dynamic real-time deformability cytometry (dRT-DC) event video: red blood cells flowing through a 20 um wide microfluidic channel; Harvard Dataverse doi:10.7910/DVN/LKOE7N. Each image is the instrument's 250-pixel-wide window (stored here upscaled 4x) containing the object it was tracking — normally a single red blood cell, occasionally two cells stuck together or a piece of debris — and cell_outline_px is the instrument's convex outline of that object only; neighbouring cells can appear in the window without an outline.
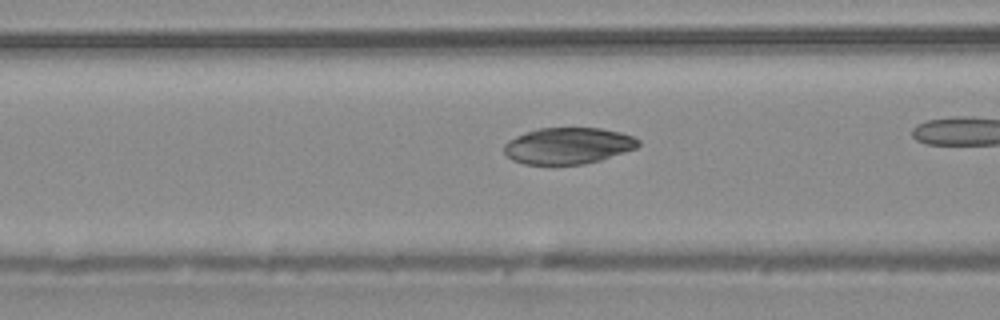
{"species": "common noctule bat (a hibernating species)", "species_latin": "Nyctalus noctula", "temperature_condition": "warm", "stored_images_in_passage": 34, "camera_frame_rate_fps": 3000, "um_per_image_px": 0.085, "animal": {"sex": "male", "body_mass_g": 20.4}, "frame": {"image": 1, "passage_image": 15, "time_ms": 4.667, "image_size_px": [1000, 320], "cell_outline_px": [[640, 144], [636, 148], [600, 160], [584, 164], [524, 164], [512, 160], [504, 152], [504, 144], [508, 140], [516, 136], [540, 128], [600, 128], [620, 132], [636, 136], [640, 140]], "centroid_in_image_um": [48.31, 12.38], "position_along_channel_um": 118.3, "area_um2": 28.44}}